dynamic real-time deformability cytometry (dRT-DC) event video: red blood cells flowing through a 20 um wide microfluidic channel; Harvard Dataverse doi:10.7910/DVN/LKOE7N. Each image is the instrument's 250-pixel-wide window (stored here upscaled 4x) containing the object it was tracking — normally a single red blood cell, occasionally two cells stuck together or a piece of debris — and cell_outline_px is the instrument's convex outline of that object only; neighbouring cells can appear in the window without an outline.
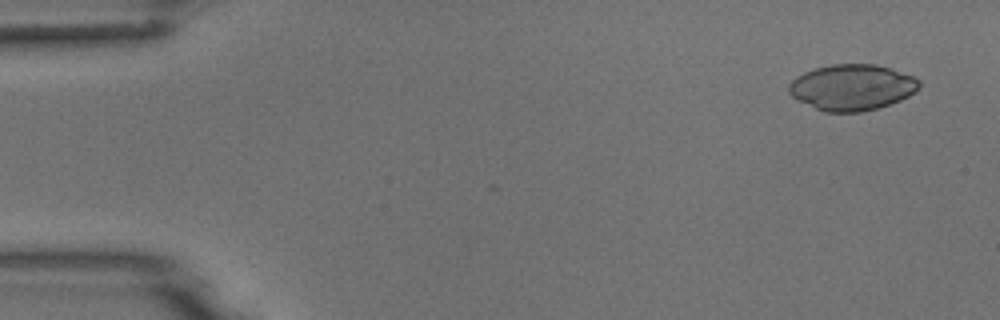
{"species": "common noctule bat (a hibernating species)", "species_latin": "Nyctalus noctula", "temperature_condition": "room temperature", "stored_images_in_passage": 4, "camera_frame_rate_fps": 3000, "um_per_image_px": 0.085, "animal": {"sex": "male", "body_mass_g": 18.8}, "frame": {"image": 1, "passage_image": 1, "time_ms": 0.0, "image_size_px": [1000, 320], "cell_outline_px": [[920, 88], [916, 92], [900, 100], [876, 108], [860, 112], [824, 112], [792, 96], [788, 92], [788, 84], [796, 76], [804, 72], [816, 68], [832, 64], [876, 64], [912, 76], [920, 80]], "centroid_in_image_um": [72.42, 7.42], "position_along_channel_um": 12.6, "area_um2": 34.68}}